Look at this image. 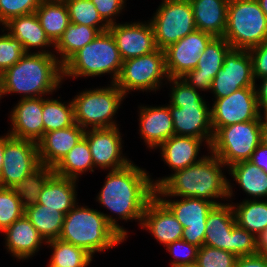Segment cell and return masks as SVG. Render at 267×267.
<instances>
[{"label":"cell","instance_id":"1","mask_svg":"<svg viewBox=\"0 0 267 267\" xmlns=\"http://www.w3.org/2000/svg\"><path fill=\"white\" fill-rule=\"evenodd\" d=\"M226 165L214 154L205 156L200 162L163 177L155 182V195L164 197L199 198L215 205L223 204L215 198H231V183L222 172Z\"/></svg>","mask_w":267,"mask_h":267},{"label":"cell","instance_id":"2","mask_svg":"<svg viewBox=\"0 0 267 267\" xmlns=\"http://www.w3.org/2000/svg\"><path fill=\"white\" fill-rule=\"evenodd\" d=\"M153 181L144 169L131 162L121 169L109 171L97 201L119 219H134L141 226L144 210L155 196Z\"/></svg>","mask_w":267,"mask_h":267},{"label":"cell","instance_id":"3","mask_svg":"<svg viewBox=\"0 0 267 267\" xmlns=\"http://www.w3.org/2000/svg\"><path fill=\"white\" fill-rule=\"evenodd\" d=\"M58 60L46 49L26 53L0 75V99L7 93H22V98L52 94L63 80V66Z\"/></svg>","mask_w":267,"mask_h":267},{"label":"cell","instance_id":"4","mask_svg":"<svg viewBox=\"0 0 267 267\" xmlns=\"http://www.w3.org/2000/svg\"><path fill=\"white\" fill-rule=\"evenodd\" d=\"M115 219L96 209L75 205L64 217L59 239L93 257L95 252L113 248L128 238V232Z\"/></svg>","mask_w":267,"mask_h":267},{"label":"cell","instance_id":"5","mask_svg":"<svg viewBox=\"0 0 267 267\" xmlns=\"http://www.w3.org/2000/svg\"><path fill=\"white\" fill-rule=\"evenodd\" d=\"M123 60L116 41L109 30L100 32L97 37L77 51L63 65L64 77H89L112 73L115 83L121 72Z\"/></svg>","mask_w":267,"mask_h":267},{"label":"cell","instance_id":"6","mask_svg":"<svg viewBox=\"0 0 267 267\" xmlns=\"http://www.w3.org/2000/svg\"><path fill=\"white\" fill-rule=\"evenodd\" d=\"M239 256L258 253L256 236L236 223L231 203L215 205L206 218L204 244Z\"/></svg>","mask_w":267,"mask_h":267},{"label":"cell","instance_id":"7","mask_svg":"<svg viewBox=\"0 0 267 267\" xmlns=\"http://www.w3.org/2000/svg\"><path fill=\"white\" fill-rule=\"evenodd\" d=\"M223 38L231 48L244 50L267 41V17L257 0H229Z\"/></svg>","mask_w":267,"mask_h":267},{"label":"cell","instance_id":"8","mask_svg":"<svg viewBox=\"0 0 267 267\" xmlns=\"http://www.w3.org/2000/svg\"><path fill=\"white\" fill-rule=\"evenodd\" d=\"M4 161L0 173V187L29 192L44 171L38 155L37 143L5 135Z\"/></svg>","mask_w":267,"mask_h":267},{"label":"cell","instance_id":"9","mask_svg":"<svg viewBox=\"0 0 267 267\" xmlns=\"http://www.w3.org/2000/svg\"><path fill=\"white\" fill-rule=\"evenodd\" d=\"M124 98L125 95L112 82L109 87L79 93L72 99L75 123L84 130L90 127L91 129L117 127L113 116Z\"/></svg>","mask_w":267,"mask_h":267},{"label":"cell","instance_id":"10","mask_svg":"<svg viewBox=\"0 0 267 267\" xmlns=\"http://www.w3.org/2000/svg\"><path fill=\"white\" fill-rule=\"evenodd\" d=\"M262 119L219 128L213 135L210 152L227 167L247 161L261 143Z\"/></svg>","mask_w":267,"mask_h":267},{"label":"cell","instance_id":"11","mask_svg":"<svg viewBox=\"0 0 267 267\" xmlns=\"http://www.w3.org/2000/svg\"><path fill=\"white\" fill-rule=\"evenodd\" d=\"M152 18L150 23L158 49L164 50L196 30L189 0H163Z\"/></svg>","mask_w":267,"mask_h":267},{"label":"cell","instance_id":"12","mask_svg":"<svg viewBox=\"0 0 267 267\" xmlns=\"http://www.w3.org/2000/svg\"><path fill=\"white\" fill-rule=\"evenodd\" d=\"M169 76L166 70L165 51L157 49L149 54L124 60L115 84L126 96L129 91L158 90L163 78Z\"/></svg>","mask_w":267,"mask_h":267},{"label":"cell","instance_id":"13","mask_svg":"<svg viewBox=\"0 0 267 267\" xmlns=\"http://www.w3.org/2000/svg\"><path fill=\"white\" fill-rule=\"evenodd\" d=\"M257 87H244L227 97L215 99L211 108L212 130L240 122L262 119L257 102Z\"/></svg>","mask_w":267,"mask_h":267},{"label":"cell","instance_id":"14","mask_svg":"<svg viewBox=\"0 0 267 267\" xmlns=\"http://www.w3.org/2000/svg\"><path fill=\"white\" fill-rule=\"evenodd\" d=\"M255 82L249 51L231 48L225 55L221 70L213 78L211 93L219 99L244 87H256Z\"/></svg>","mask_w":267,"mask_h":267},{"label":"cell","instance_id":"15","mask_svg":"<svg viewBox=\"0 0 267 267\" xmlns=\"http://www.w3.org/2000/svg\"><path fill=\"white\" fill-rule=\"evenodd\" d=\"M76 181L44 170L31 186L28 195L45 208L56 209L65 215L76 203Z\"/></svg>","mask_w":267,"mask_h":267},{"label":"cell","instance_id":"16","mask_svg":"<svg viewBox=\"0 0 267 267\" xmlns=\"http://www.w3.org/2000/svg\"><path fill=\"white\" fill-rule=\"evenodd\" d=\"M183 226L182 238L200 248L204 244L206 218L214 203L199 198L182 197L179 200L159 198Z\"/></svg>","mask_w":267,"mask_h":267},{"label":"cell","instance_id":"17","mask_svg":"<svg viewBox=\"0 0 267 267\" xmlns=\"http://www.w3.org/2000/svg\"><path fill=\"white\" fill-rule=\"evenodd\" d=\"M213 38V35L196 29L164 49L169 78H181L188 71L195 69L199 57Z\"/></svg>","mask_w":267,"mask_h":267},{"label":"cell","instance_id":"18","mask_svg":"<svg viewBox=\"0 0 267 267\" xmlns=\"http://www.w3.org/2000/svg\"><path fill=\"white\" fill-rule=\"evenodd\" d=\"M201 97L195 104H182V108L168 105L173 120L174 135L203 139L210 148L213 140L211 109Z\"/></svg>","mask_w":267,"mask_h":267},{"label":"cell","instance_id":"19","mask_svg":"<svg viewBox=\"0 0 267 267\" xmlns=\"http://www.w3.org/2000/svg\"><path fill=\"white\" fill-rule=\"evenodd\" d=\"M121 135L118 127L85 130L94 168L118 170L131 163L121 155Z\"/></svg>","mask_w":267,"mask_h":267},{"label":"cell","instance_id":"20","mask_svg":"<svg viewBox=\"0 0 267 267\" xmlns=\"http://www.w3.org/2000/svg\"><path fill=\"white\" fill-rule=\"evenodd\" d=\"M122 60L136 58L157 50L154 31L150 22H133L110 25Z\"/></svg>","mask_w":267,"mask_h":267},{"label":"cell","instance_id":"21","mask_svg":"<svg viewBox=\"0 0 267 267\" xmlns=\"http://www.w3.org/2000/svg\"><path fill=\"white\" fill-rule=\"evenodd\" d=\"M230 49V44L223 37H214L199 57L196 68L181 78L196 90H211L213 78L221 70Z\"/></svg>","mask_w":267,"mask_h":267},{"label":"cell","instance_id":"22","mask_svg":"<svg viewBox=\"0 0 267 267\" xmlns=\"http://www.w3.org/2000/svg\"><path fill=\"white\" fill-rule=\"evenodd\" d=\"M85 130L77 123L47 132L37 142L38 155L43 170H52L84 137Z\"/></svg>","mask_w":267,"mask_h":267},{"label":"cell","instance_id":"23","mask_svg":"<svg viewBox=\"0 0 267 267\" xmlns=\"http://www.w3.org/2000/svg\"><path fill=\"white\" fill-rule=\"evenodd\" d=\"M141 225L165 246L182 238V224L156 195L147 204Z\"/></svg>","mask_w":267,"mask_h":267},{"label":"cell","instance_id":"24","mask_svg":"<svg viewBox=\"0 0 267 267\" xmlns=\"http://www.w3.org/2000/svg\"><path fill=\"white\" fill-rule=\"evenodd\" d=\"M43 97L21 98L10 114L11 137L38 142L43 137Z\"/></svg>","mask_w":267,"mask_h":267},{"label":"cell","instance_id":"25","mask_svg":"<svg viewBox=\"0 0 267 267\" xmlns=\"http://www.w3.org/2000/svg\"><path fill=\"white\" fill-rule=\"evenodd\" d=\"M140 135L151 149L159 147L174 135L173 120L167 106H140Z\"/></svg>","mask_w":267,"mask_h":267},{"label":"cell","instance_id":"26","mask_svg":"<svg viewBox=\"0 0 267 267\" xmlns=\"http://www.w3.org/2000/svg\"><path fill=\"white\" fill-rule=\"evenodd\" d=\"M3 233L6 235V247L17 259H28L35 255L45 240L41 237L37 229L24 214L12 225L6 228Z\"/></svg>","mask_w":267,"mask_h":267},{"label":"cell","instance_id":"27","mask_svg":"<svg viewBox=\"0 0 267 267\" xmlns=\"http://www.w3.org/2000/svg\"><path fill=\"white\" fill-rule=\"evenodd\" d=\"M202 141L204 140L196 137L172 135L159 146L161 157L174 172L182 170L205 157L197 160Z\"/></svg>","mask_w":267,"mask_h":267},{"label":"cell","instance_id":"28","mask_svg":"<svg viewBox=\"0 0 267 267\" xmlns=\"http://www.w3.org/2000/svg\"><path fill=\"white\" fill-rule=\"evenodd\" d=\"M196 29L214 37H223L226 29L229 0H189Z\"/></svg>","mask_w":267,"mask_h":267},{"label":"cell","instance_id":"29","mask_svg":"<svg viewBox=\"0 0 267 267\" xmlns=\"http://www.w3.org/2000/svg\"><path fill=\"white\" fill-rule=\"evenodd\" d=\"M3 25L13 38L21 42L26 53H29L31 48L42 47L43 49L50 45L54 47L35 13L13 17Z\"/></svg>","mask_w":267,"mask_h":267},{"label":"cell","instance_id":"30","mask_svg":"<svg viewBox=\"0 0 267 267\" xmlns=\"http://www.w3.org/2000/svg\"><path fill=\"white\" fill-rule=\"evenodd\" d=\"M26 217L45 242L58 239L62 232L65 214L45 205L37 204L29 195L25 203Z\"/></svg>","mask_w":267,"mask_h":267},{"label":"cell","instance_id":"31","mask_svg":"<svg viewBox=\"0 0 267 267\" xmlns=\"http://www.w3.org/2000/svg\"><path fill=\"white\" fill-rule=\"evenodd\" d=\"M35 14L47 37L55 45L70 24L64 0H41Z\"/></svg>","mask_w":267,"mask_h":267},{"label":"cell","instance_id":"32","mask_svg":"<svg viewBox=\"0 0 267 267\" xmlns=\"http://www.w3.org/2000/svg\"><path fill=\"white\" fill-rule=\"evenodd\" d=\"M229 173L243 191L257 198L267 197V174L251 161H242L229 167Z\"/></svg>","mask_w":267,"mask_h":267},{"label":"cell","instance_id":"33","mask_svg":"<svg viewBox=\"0 0 267 267\" xmlns=\"http://www.w3.org/2000/svg\"><path fill=\"white\" fill-rule=\"evenodd\" d=\"M99 33L97 28L70 22L54 45L55 50L61 56L59 63L63 66L77 51L93 41Z\"/></svg>","mask_w":267,"mask_h":267},{"label":"cell","instance_id":"34","mask_svg":"<svg viewBox=\"0 0 267 267\" xmlns=\"http://www.w3.org/2000/svg\"><path fill=\"white\" fill-rule=\"evenodd\" d=\"M93 168L91 151L83 137L51 171L58 176L77 180L78 175L88 170L94 172Z\"/></svg>","mask_w":267,"mask_h":267},{"label":"cell","instance_id":"35","mask_svg":"<svg viewBox=\"0 0 267 267\" xmlns=\"http://www.w3.org/2000/svg\"><path fill=\"white\" fill-rule=\"evenodd\" d=\"M236 223L256 237L267 228V201L244 200L232 205Z\"/></svg>","mask_w":267,"mask_h":267},{"label":"cell","instance_id":"36","mask_svg":"<svg viewBox=\"0 0 267 267\" xmlns=\"http://www.w3.org/2000/svg\"><path fill=\"white\" fill-rule=\"evenodd\" d=\"M45 244H48L53 250L48 267H87L93 258L84 249L59 238Z\"/></svg>","mask_w":267,"mask_h":267},{"label":"cell","instance_id":"37","mask_svg":"<svg viewBox=\"0 0 267 267\" xmlns=\"http://www.w3.org/2000/svg\"><path fill=\"white\" fill-rule=\"evenodd\" d=\"M27 197L28 192L24 190L0 187L1 232L24 215Z\"/></svg>","mask_w":267,"mask_h":267},{"label":"cell","instance_id":"38","mask_svg":"<svg viewBox=\"0 0 267 267\" xmlns=\"http://www.w3.org/2000/svg\"><path fill=\"white\" fill-rule=\"evenodd\" d=\"M43 135L53 130L75 124L73 102L62 103L56 99L43 98Z\"/></svg>","mask_w":267,"mask_h":267},{"label":"cell","instance_id":"39","mask_svg":"<svg viewBox=\"0 0 267 267\" xmlns=\"http://www.w3.org/2000/svg\"><path fill=\"white\" fill-rule=\"evenodd\" d=\"M64 2L71 23L94 27L100 32L108 30L109 26L102 20L91 0H64Z\"/></svg>","mask_w":267,"mask_h":267},{"label":"cell","instance_id":"40","mask_svg":"<svg viewBox=\"0 0 267 267\" xmlns=\"http://www.w3.org/2000/svg\"><path fill=\"white\" fill-rule=\"evenodd\" d=\"M237 259L232 252L202 245L198 248L196 263L199 267H235Z\"/></svg>","mask_w":267,"mask_h":267},{"label":"cell","instance_id":"41","mask_svg":"<svg viewBox=\"0 0 267 267\" xmlns=\"http://www.w3.org/2000/svg\"><path fill=\"white\" fill-rule=\"evenodd\" d=\"M25 54L21 42L13 38L8 31L0 35V75L17 63Z\"/></svg>","mask_w":267,"mask_h":267},{"label":"cell","instance_id":"42","mask_svg":"<svg viewBox=\"0 0 267 267\" xmlns=\"http://www.w3.org/2000/svg\"><path fill=\"white\" fill-rule=\"evenodd\" d=\"M41 0H0V23L9 19L35 13Z\"/></svg>","mask_w":267,"mask_h":267},{"label":"cell","instance_id":"43","mask_svg":"<svg viewBox=\"0 0 267 267\" xmlns=\"http://www.w3.org/2000/svg\"><path fill=\"white\" fill-rule=\"evenodd\" d=\"M172 83L170 104L182 108V104H195L202 96L182 78H168Z\"/></svg>","mask_w":267,"mask_h":267},{"label":"cell","instance_id":"44","mask_svg":"<svg viewBox=\"0 0 267 267\" xmlns=\"http://www.w3.org/2000/svg\"><path fill=\"white\" fill-rule=\"evenodd\" d=\"M166 247V250L169 251L174 257L173 262H171V267H176L182 264H192L197 261L198 247L186 242L183 239L177 240Z\"/></svg>","mask_w":267,"mask_h":267},{"label":"cell","instance_id":"45","mask_svg":"<svg viewBox=\"0 0 267 267\" xmlns=\"http://www.w3.org/2000/svg\"><path fill=\"white\" fill-rule=\"evenodd\" d=\"M102 20L108 25L115 24L114 16L124 9L125 0H91Z\"/></svg>","mask_w":267,"mask_h":267},{"label":"cell","instance_id":"46","mask_svg":"<svg viewBox=\"0 0 267 267\" xmlns=\"http://www.w3.org/2000/svg\"><path fill=\"white\" fill-rule=\"evenodd\" d=\"M248 51L252 58L254 79L267 76V41Z\"/></svg>","mask_w":267,"mask_h":267},{"label":"cell","instance_id":"47","mask_svg":"<svg viewBox=\"0 0 267 267\" xmlns=\"http://www.w3.org/2000/svg\"><path fill=\"white\" fill-rule=\"evenodd\" d=\"M235 267H267V257L265 254L256 253L254 255L239 256Z\"/></svg>","mask_w":267,"mask_h":267},{"label":"cell","instance_id":"48","mask_svg":"<svg viewBox=\"0 0 267 267\" xmlns=\"http://www.w3.org/2000/svg\"><path fill=\"white\" fill-rule=\"evenodd\" d=\"M249 161L254 163L258 168H260L267 174V146L260 143L252 153Z\"/></svg>","mask_w":267,"mask_h":267},{"label":"cell","instance_id":"49","mask_svg":"<svg viewBox=\"0 0 267 267\" xmlns=\"http://www.w3.org/2000/svg\"><path fill=\"white\" fill-rule=\"evenodd\" d=\"M262 80L260 88H257L256 95H257V102L259 105L260 110H263L267 107V76L260 78Z\"/></svg>","mask_w":267,"mask_h":267},{"label":"cell","instance_id":"50","mask_svg":"<svg viewBox=\"0 0 267 267\" xmlns=\"http://www.w3.org/2000/svg\"><path fill=\"white\" fill-rule=\"evenodd\" d=\"M257 249L258 253L266 254L267 253V228L260 233L257 237Z\"/></svg>","mask_w":267,"mask_h":267},{"label":"cell","instance_id":"51","mask_svg":"<svg viewBox=\"0 0 267 267\" xmlns=\"http://www.w3.org/2000/svg\"><path fill=\"white\" fill-rule=\"evenodd\" d=\"M261 143L267 146V123L262 119Z\"/></svg>","mask_w":267,"mask_h":267},{"label":"cell","instance_id":"52","mask_svg":"<svg viewBox=\"0 0 267 267\" xmlns=\"http://www.w3.org/2000/svg\"><path fill=\"white\" fill-rule=\"evenodd\" d=\"M4 148H5V135L0 136V173H1L3 161H4V157H3Z\"/></svg>","mask_w":267,"mask_h":267},{"label":"cell","instance_id":"53","mask_svg":"<svg viewBox=\"0 0 267 267\" xmlns=\"http://www.w3.org/2000/svg\"><path fill=\"white\" fill-rule=\"evenodd\" d=\"M260 4L261 10L264 12V14L267 17V0H257Z\"/></svg>","mask_w":267,"mask_h":267},{"label":"cell","instance_id":"54","mask_svg":"<svg viewBox=\"0 0 267 267\" xmlns=\"http://www.w3.org/2000/svg\"><path fill=\"white\" fill-rule=\"evenodd\" d=\"M176 267H199L198 264L195 262V263H192V264H182V265H178Z\"/></svg>","mask_w":267,"mask_h":267},{"label":"cell","instance_id":"55","mask_svg":"<svg viewBox=\"0 0 267 267\" xmlns=\"http://www.w3.org/2000/svg\"><path fill=\"white\" fill-rule=\"evenodd\" d=\"M262 111H264V118L262 116V119H264V121L267 123V107L264 108V110H262Z\"/></svg>","mask_w":267,"mask_h":267}]
</instances>
